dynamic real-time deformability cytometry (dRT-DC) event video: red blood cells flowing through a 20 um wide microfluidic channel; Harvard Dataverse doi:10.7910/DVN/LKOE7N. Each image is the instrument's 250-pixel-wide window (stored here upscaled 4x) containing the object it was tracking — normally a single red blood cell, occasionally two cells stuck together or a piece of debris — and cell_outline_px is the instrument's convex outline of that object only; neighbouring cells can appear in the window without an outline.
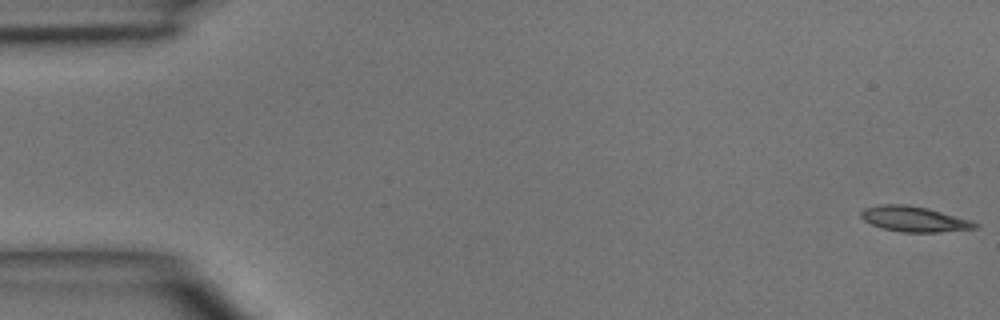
{"species": "common noctule bat (a hibernating species)", "species_latin": "Nyctalus noctula", "temperature_condition": "room temperature", "stored_images_in_passage": 4, "camera_frame_rate_fps": 3000, "um_per_image_px": 0.085, "animal": {"sex": "male", "body_mass_g": 15.6}, "frame": {"image": 1, "passage_image": 1, "time_ms": 0.0, "image_size_px": [1000, 320], "cell_outline_px": [[980, 228], [936, 232], [900, 232], [880, 228], [864, 220], [860, 216], [860, 212], [864, 208], [880, 204], [904, 204], [928, 208], [972, 220], [980, 224]], "centroid_in_image_um": [77.72, 18.62], "position_along_channel_um": 7.3, "area_um2": 17.05}}
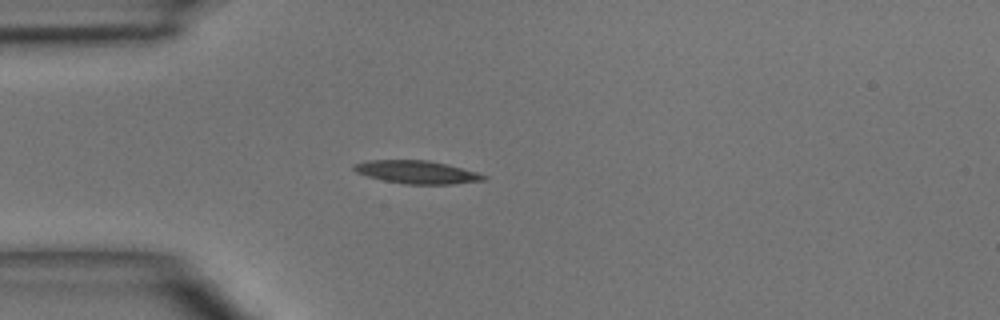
{"frame": {"image": 2, "passage_image": 4, "time_ms": 4.0, "image_size_px": [1000, 320], "cell_outline_px": [[488, 180], [452, 184], [408, 184], [384, 180], [368, 176], [356, 172], [352, 168], [352, 164], [368, 160], [428, 160], [476, 172], [488, 176]], "centroid_in_image_um": [35.43, 14.63], "position_along_channel_um": 49.6, "area_um2": 17.22}}